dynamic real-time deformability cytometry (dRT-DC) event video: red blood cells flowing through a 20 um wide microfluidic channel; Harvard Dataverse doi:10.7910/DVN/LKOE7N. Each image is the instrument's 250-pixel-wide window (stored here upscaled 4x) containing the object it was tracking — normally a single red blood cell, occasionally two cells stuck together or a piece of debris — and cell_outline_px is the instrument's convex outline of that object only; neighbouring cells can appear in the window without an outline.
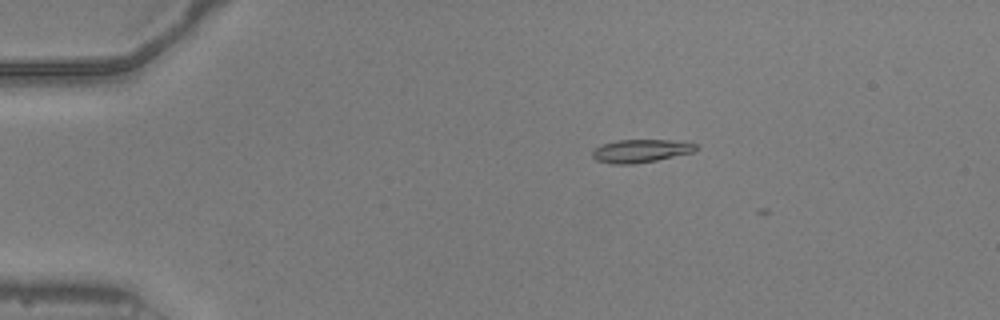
{"species": "common noctule bat (a hibernating species)", "species_latin": "Nyctalus noctula", "temperature_condition": "warm", "stored_images_in_passage": 3, "camera_frame_rate_fps": 3000, "um_per_image_px": 0.085, "animal": {"sex": "male", "body_mass_g": 20.5, "forearm_length_mm": 52.5}, "frame": {"image": 1, "passage_image": 1, "time_ms": 0.0, "image_size_px": [1000, 320], "cell_outline_px": [[700, 148], [692, 152], [656, 160], [632, 164], [612, 164], [596, 160], [592, 156], [592, 152], [596, 148], [604, 144], [616, 140], [668, 140], [700, 144]], "centroid_in_image_um": [54.49, 12.82], "position_along_channel_um": 30.5, "area_um2": 13.81}}